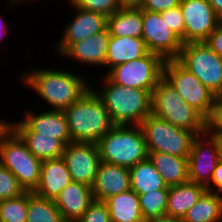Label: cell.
<instances>
[{"instance_id": "34", "label": "cell", "mask_w": 222, "mask_h": 222, "mask_svg": "<svg viewBox=\"0 0 222 222\" xmlns=\"http://www.w3.org/2000/svg\"><path fill=\"white\" fill-rule=\"evenodd\" d=\"M76 222H111L107 204L94 200Z\"/></svg>"}, {"instance_id": "3", "label": "cell", "mask_w": 222, "mask_h": 222, "mask_svg": "<svg viewBox=\"0 0 222 222\" xmlns=\"http://www.w3.org/2000/svg\"><path fill=\"white\" fill-rule=\"evenodd\" d=\"M63 112L72 142L97 143L114 126L102 101L91 88Z\"/></svg>"}, {"instance_id": "40", "label": "cell", "mask_w": 222, "mask_h": 222, "mask_svg": "<svg viewBox=\"0 0 222 222\" xmlns=\"http://www.w3.org/2000/svg\"><path fill=\"white\" fill-rule=\"evenodd\" d=\"M147 222H184L183 218L174 217L169 215L158 216L157 218H153L148 220Z\"/></svg>"}, {"instance_id": "43", "label": "cell", "mask_w": 222, "mask_h": 222, "mask_svg": "<svg viewBox=\"0 0 222 222\" xmlns=\"http://www.w3.org/2000/svg\"><path fill=\"white\" fill-rule=\"evenodd\" d=\"M210 134H212L215 137L218 143L220 159L222 160V133H210Z\"/></svg>"}, {"instance_id": "44", "label": "cell", "mask_w": 222, "mask_h": 222, "mask_svg": "<svg viewBox=\"0 0 222 222\" xmlns=\"http://www.w3.org/2000/svg\"><path fill=\"white\" fill-rule=\"evenodd\" d=\"M122 6H138L141 0H119Z\"/></svg>"}, {"instance_id": "26", "label": "cell", "mask_w": 222, "mask_h": 222, "mask_svg": "<svg viewBox=\"0 0 222 222\" xmlns=\"http://www.w3.org/2000/svg\"><path fill=\"white\" fill-rule=\"evenodd\" d=\"M129 172L131 190L137 195L159 189H169L149 158L129 168Z\"/></svg>"}, {"instance_id": "35", "label": "cell", "mask_w": 222, "mask_h": 222, "mask_svg": "<svg viewBox=\"0 0 222 222\" xmlns=\"http://www.w3.org/2000/svg\"><path fill=\"white\" fill-rule=\"evenodd\" d=\"M168 27L182 40L184 44V17L180 6L161 12Z\"/></svg>"}, {"instance_id": "41", "label": "cell", "mask_w": 222, "mask_h": 222, "mask_svg": "<svg viewBox=\"0 0 222 222\" xmlns=\"http://www.w3.org/2000/svg\"><path fill=\"white\" fill-rule=\"evenodd\" d=\"M216 15L222 20V0H208Z\"/></svg>"}, {"instance_id": "31", "label": "cell", "mask_w": 222, "mask_h": 222, "mask_svg": "<svg viewBox=\"0 0 222 222\" xmlns=\"http://www.w3.org/2000/svg\"><path fill=\"white\" fill-rule=\"evenodd\" d=\"M28 216V192L0 200V222H26Z\"/></svg>"}, {"instance_id": "27", "label": "cell", "mask_w": 222, "mask_h": 222, "mask_svg": "<svg viewBox=\"0 0 222 222\" xmlns=\"http://www.w3.org/2000/svg\"><path fill=\"white\" fill-rule=\"evenodd\" d=\"M184 222H222V195L205 191L183 217Z\"/></svg>"}, {"instance_id": "32", "label": "cell", "mask_w": 222, "mask_h": 222, "mask_svg": "<svg viewBox=\"0 0 222 222\" xmlns=\"http://www.w3.org/2000/svg\"><path fill=\"white\" fill-rule=\"evenodd\" d=\"M71 3L80 9L100 13L106 17L122 7L119 0H71Z\"/></svg>"}, {"instance_id": "2", "label": "cell", "mask_w": 222, "mask_h": 222, "mask_svg": "<svg viewBox=\"0 0 222 222\" xmlns=\"http://www.w3.org/2000/svg\"><path fill=\"white\" fill-rule=\"evenodd\" d=\"M103 77L104 85L100 91L95 84H91V89L102 101L114 125H140L151 114V93L145 89L120 86L105 75Z\"/></svg>"}, {"instance_id": "18", "label": "cell", "mask_w": 222, "mask_h": 222, "mask_svg": "<svg viewBox=\"0 0 222 222\" xmlns=\"http://www.w3.org/2000/svg\"><path fill=\"white\" fill-rule=\"evenodd\" d=\"M109 39L110 34L106 28L104 31L73 43L61 56L74 59L83 65L103 66L105 68Z\"/></svg>"}, {"instance_id": "30", "label": "cell", "mask_w": 222, "mask_h": 222, "mask_svg": "<svg viewBox=\"0 0 222 222\" xmlns=\"http://www.w3.org/2000/svg\"><path fill=\"white\" fill-rule=\"evenodd\" d=\"M168 192L169 189H159L138 195L145 222L166 214Z\"/></svg>"}, {"instance_id": "7", "label": "cell", "mask_w": 222, "mask_h": 222, "mask_svg": "<svg viewBox=\"0 0 222 222\" xmlns=\"http://www.w3.org/2000/svg\"><path fill=\"white\" fill-rule=\"evenodd\" d=\"M148 153L161 152L172 156L188 157L195 132L173 126L167 120L150 114L142 121Z\"/></svg>"}, {"instance_id": "16", "label": "cell", "mask_w": 222, "mask_h": 222, "mask_svg": "<svg viewBox=\"0 0 222 222\" xmlns=\"http://www.w3.org/2000/svg\"><path fill=\"white\" fill-rule=\"evenodd\" d=\"M75 16L64 26L63 35L56 43L55 49L58 55H62L73 43L82 41L96 33L104 31L107 28L108 17L103 14L86 11L74 6Z\"/></svg>"}, {"instance_id": "14", "label": "cell", "mask_w": 222, "mask_h": 222, "mask_svg": "<svg viewBox=\"0 0 222 222\" xmlns=\"http://www.w3.org/2000/svg\"><path fill=\"white\" fill-rule=\"evenodd\" d=\"M25 110L21 121H12L11 127L17 133H39L61 140L65 145L72 142L67 119L63 111L47 109L41 113Z\"/></svg>"}, {"instance_id": "10", "label": "cell", "mask_w": 222, "mask_h": 222, "mask_svg": "<svg viewBox=\"0 0 222 222\" xmlns=\"http://www.w3.org/2000/svg\"><path fill=\"white\" fill-rule=\"evenodd\" d=\"M164 62L160 55L147 52L143 57L106 70L105 76L117 85L145 89L151 93L163 77Z\"/></svg>"}, {"instance_id": "6", "label": "cell", "mask_w": 222, "mask_h": 222, "mask_svg": "<svg viewBox=\"0 0 222 222\" xmlns=\"http://www.w3.org/2000/svg\"><path fill=\"white\" fill-rule=\"evenodd\" d=\"M41 160L27 148L20 135L11 127L0 141V163L17 179L25 192H34L40 181Z\"/></svg>"}, {"instance_id": "12", "label": "cell", "mask_w": 222, "mask_h": 222, "mask_svg": "<svg viewBox=\"0 0 222 222\" xmlns=\"http://www.w3.org/2000/svg\"><path fill=\"white\" fill-rule=\"evenodd\" d=\"M220 160L219 147L215 137L208 131L197 135L188 156L189 181L207 189Z\"/></svg>"}, {"instance_id": "24", "label": "cell", "mask_w": 222, "mask_h": 222, "mask_svg": "<svg viewBox=\"0 0 222 222\" xmlns=\"http://www.w3.org/2000/svg\"><path fill=\"white\" fill-rule=\"evenodd\" d=\"M206 190L205 187L190 181L170 186L166 215L183 218Z\"/></svg>"}, {"instance_id": "37", "label": "cell", "mask_w": 222, "mask_h": 222, "mask_svg": "<svg viewBox=\"0 0 222 222\" xmlns=\"http://www.w3.org/2000/svg\"><path fill=\"white\" fill-rule=\"evenodd\" d=\"M181 0H141V9L150 12H163L180 5Z\"/></svg>"}, {"instance_id": "8", "label": "cell", "mask_w": 222, "mask_h": 222, "mask_svg": "<svg viewBox=\"0 0 222 222\" xmlns=\"http://www.w3.org/2000/svg\"><path fill=\"white\" fill-rule=\"evenodd\" d=\"M177 60L215 96L222 95V57L205 42L183 44Z\"/></svg>"}, {"instance_id": "11", "label": "cell", "mask_w": 222, "mask_h": 222, "mask_svg": "<svg viewBox=\"0 0 222 222\" xmlns=\"http://www.w3.org/2000/svg\"><path fill=\"white\" fill-rule=\"evenodd\" d=\"M142 39L148 52L160 55L164 60L177 59L183 42L168 27L161 12H150L142 9Z\"/></svg>"}, {"instance_id": "4", "label": "cell", "mask_w": 222, "mask_h": 222, "mask_svg": "<svg viewBox=\"0 0 222 222\" xmlns=\"http://www.w3.org/2000/svg\"><path fill=\"white\" fill-rule=\"evenodd\" d=\"M97 146L102 162L131 168L148 158L140 125H114Z\"/></svg>"}, {"instance_id": "36", "label": "cell", "mask_w": 222, "mask_h": 222, "mask_svg": "<svg viewBox=\"0 0 222 222\" xmlns=\"http://www.w3.org/2000/svg\"><path fill=\"white\" fill-rule=\"evenodd\" d=\"M209 133H222V95L216 96L211 116L207 119Z\"/></svg>"}, {"instance_id": "39", "label": "cell", "mask_w": 222, "mask_h": 222, "mask_svg": "<svg viewBox=\"0 0 222 222\" xmlns=\"http://www.w3.org/2000/svg\"><path fill=\"white\" fill-rule=\"evenodd\" d=\"M207 191L222 195V160H220L215 167Z\"/></svg>"}, {"instance_id": "19", "label": "cell", "mask_w": 222, "mask_h": 222, "mask_svg": "<svg viewBox=\"0 0 222 222\" xmlns=\"http://www.w3.org/2000/svg\"><path fill=\"white\" fill-rule=\"evenodd\" d=\"M54 201L65 222H76L94 201L92 188L72 181Z\"/></svg>"}, {"instance_id": "38", "label": "cell", "mask_w": 222, "mask_h": 222, "mask_svg": "<svg viewBox=\"0 0 222 222\" xmlns=\"http://www.w3.org/2000/svg\"><path fill=\"white\" fill-rule=\"evenodd\" d=\"M205 43L220 57H222V22L208 36Z\"/></svg>"}, {"instance_id": "9", "label": "cell", "mask_w": 222, "mask_h": 222, "mask_svg": "<svg viewBox=\"0 0 222 222\" xmlns=\"http://www.w3.org/2000/svg\"><path fill=\"white\" fill-rule=\"evenodd\" d=\"M163 78L206 119L211 116L216 96L177 59L165 60Z\"/></svg>"}, {"instance_id": "5", "label": "cell", "mask_w": 222, "mask_h": 222, "mask_svg": "<svg viewBox=\"0 0 222 222\" xmlns=\"http://www.w3.org/2000/svg\"><path fill=\"white\" fill-rule=\"evenodd\" d=\"M151 114L197 135L207 131V119L186 103L163 77L151 92Z\"/></svg>"}, {"instance_id": "20", "label": "cell", "mask_w": 222, "mask_h": 222, "mask_svg": "<svg viewBox=\"0 0 222 222\" xmlns=\"http://www.w3.org/2000/svg\"><path fill=\"white\" fill-rule=\"evenodd\" d=\"M72 181L63 157L44 160L40 166V181L33 193L42 198L55 200Z\"/></svg>"}, {"instance_id": "21", "label": "cell", "mask_w": 222, "mask_h": 222, "mask_svg": "<svg viewBox=\"0 0 222 222\" xmlns=\"http://www.w3.org/2000/svg\"><path fill=\"white\" fill-rule=\"evenodd\" d=\"M147 52L142 38L110 36L105 67L111 69L143 57Z\"/></svg>"}, {"instance_id": "13", "label": "cell", "mask_w": 222, "mask_h": 222, "mask_svg": "<svg viewBox=\"0 0 222 222\" xmlns=\"http://www.w3.org/2000/svg\"><path fill=\"white\" fill-rule=\"evenodd\" d=\"M184 17V44L205 42L222 22L208 0H181Z\"/></svg>"}, {"instance_id": "29", "label": "cell", "mask_w": 222, "mask_h": 222, "mask_svg": "<svg viewBox=\"0 0 222 222\" xmlns=\"http://www.w3.org/2000/svg\"><path fill=\"white\" fill-rule=\"evenodd\" d=\"M26 222H65L53 199L42 198L28 192V216Z\"/></svg>"}, {"instance_id": "1", "label": "cell", "mask_w": 222, "mask_h": 222, "mask_svg": "<svg viewBox=\"0 0 222 222\" xmlns=\"http://www.w3.org/2000/svg\"><path fill=\"white\" fill-rule=\"evenodd\" d=\"M32 69L25 71L18 79L44 99L51 110L64 111L91 88L86 77L84 79L82 75L68 70L47 67Z\"/></svg>"}, {"instance_id": "22", "label": "cell", "mask_w": 222, "mask_h": 222, "mask_svg": "<svg viewBox=\"0 0 222 222\" xmlns=\"http://www.w3.org/2000/svg\"><path fill=\"white\" fill-rule=\"evenodd\" d=\"M110 36L142 38V9L139 6H122L107 19Z\"/></svg>"}, {"instance_id": "42", "label": "cell", "mask_w": 222, "mask_h": 222, "mask_svg": "<svg viewBox=\"0 0 222 222\" xmlns=\"http://www.w3.org/2000/svg\"><path fill=\"white\" fill-rule=\"evenodd\" d=\"M11 128V121L0 118V141L2 136Z\"/></svg>"}, {"instance_id": "46", "label": "cell", "mask_w": 222, "mask_h": 222, "mask_svg": "<svg viewBox=\"0 0 222 222\" xmlns=\"http://www.w3.org/2000/svg\"><path fill=\"white\" fill-rule=\"evenodd\" d=\"M7 1L10 2L9 3L11 5L10 7L13 9V7H15V6H17L18 4H21V3L24 4V2H26L28 0H7ZM33 2H34V0H33Z\"/></svg>"}, {"instance_id": "28", "label": "cell", "mask_w": 222, "mask_h": 222, "mask_svg": "<svg viewBox=\"0 0 222 222\" xmlns=\"http://www.w3.org/2000/svg\"><path fill=\"white\" fill-rule=\"evenodd\" d=\"M28 150L39 160L44 161L63 156L65 144L52 136L39 133H18Z\"/></svg>"}, {"instance_id": "15", "label": "cell", "mask_w": 222, "mask_h": 222, "mask_svg": "<svg viewBox=\"0 0 222 222\" xmlns=\"http://www.w3.org/2000/svg\"><path fill=\"white\" fill-rule=\"evenodd\" d=\"M62 157L72 180L92 187L101 162L97 143L70 142Z\"/></svg>"}, {"instance_id": "23", "label": "cell", "mask_w": 222, "mask_h": 222, "mask_svg": "<svg viewBox=\"0 0 222 222\" xmlns=\"http://www.w3.org/2000/svg\"><path fill=\"white\" fill-rule=\"evenodd\" d=\"M148 158L168 187L189 181L188 157L151 152L148 153Z\"/></svg>"}, {"instance_id": "45", "label": "cell", "mask_w": 222, "mask_h": 222, "mask_svg": "<svg viewBox=\"0 0 222 222\" xmlns=\"http://www.w3.org/2000/svg\"><path fill=\"white\" fill-rule=\"evenodd\" d=\"M2 19V17H0V40L3 39V35L6 32L5 30H7V27L5 25V21Z\"/></svg>"}, {"instance_id": "25", "label": "cell", "mask_w": 222, "mask_h": 222, "mask_svg": "<svg viewBox=\"0 0 222 222\" xmlns=\"http://www.w3.org/2000/svg\"><path fill=\"white\" fill-rule=\"evenodd\" d=\"M104 202L108 206L111 222H145L139 196L131 189L110 196Z\"/></svg>"}, {"instance_id": "33", "label": "cell", "mask_w": 222, "mask_h": 222, "mask_svg": "<svg viewBox=\"0 0 222 222\" xmlns=\"http://www.w3.org/2000/svg\"><path fill=\"white\" fill-rule=\"evenodd\" d=\"M23 193L18 179L0 163V200L16 198Z\"/></svg>"}, {"instance_id": "17", "label": "cell", "mask_w": 222, "mask_h": 222, "mask_svg": "<svg viewBox=\"0 0 222 222\" xmlns=\"http://www.w3.org/2000/svg\"><path fill=\"white\" fill-rule=\"evenodd\" d=\"M91 188L96 201H105L131 189L129 168L101 161Z\"/></svg>"}]
</instances>
